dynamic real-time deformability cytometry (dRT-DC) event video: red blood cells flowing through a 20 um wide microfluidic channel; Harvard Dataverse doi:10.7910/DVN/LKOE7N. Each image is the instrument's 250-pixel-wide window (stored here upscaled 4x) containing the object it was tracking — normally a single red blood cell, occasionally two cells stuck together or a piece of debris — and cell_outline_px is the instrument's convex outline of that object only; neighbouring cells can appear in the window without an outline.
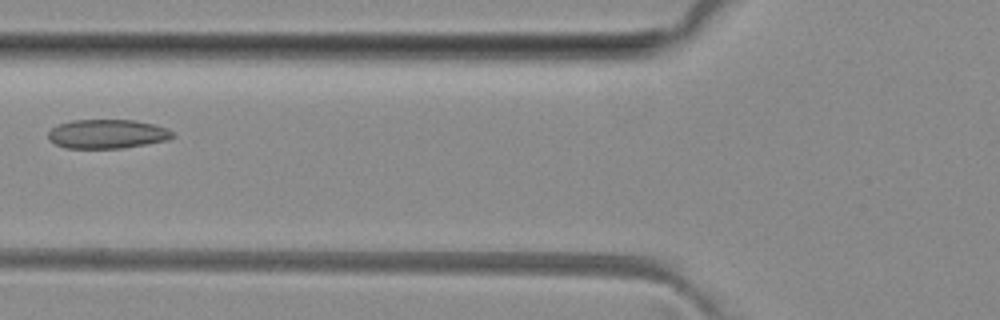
{"species": "common noctule bat (a hibernating species)", "species_latin": "Nyctalus noctula", "temperature_condition": "room temperature", "stored_images_in_passage": 4, "camera_frame_rate_fps": 3000, "um_per_image_px": 0.085, "animal": {"sex": "female", "body_mass_g": 29.2, "forearm_length_mm": 56.3}, "frame": {"image": 1, "passage_image": 4, "time_ms": 3.333, "image_size_px": [1000, 320], "cell_outline_px": [[176, 136], [168, 140], [120, 148], [64, 148], [48, 140], [48, 132], [56, 124], [72, 120], [136, 120], [168, 128]], "centroid_in_image_um": [9.09, 11.38], "position_along_channel_um": 116.7, "area_um2": 21.15}}